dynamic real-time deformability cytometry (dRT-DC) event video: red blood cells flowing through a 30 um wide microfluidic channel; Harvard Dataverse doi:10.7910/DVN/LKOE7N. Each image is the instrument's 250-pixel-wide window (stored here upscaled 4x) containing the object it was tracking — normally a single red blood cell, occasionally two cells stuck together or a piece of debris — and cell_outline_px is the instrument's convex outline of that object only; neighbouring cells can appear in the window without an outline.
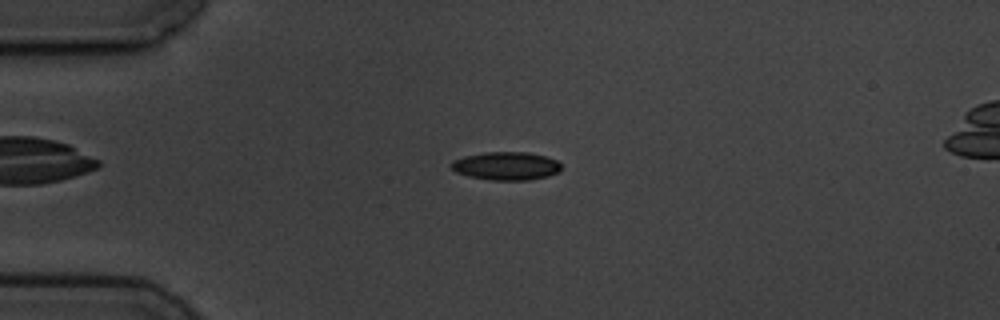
{"species": "common noctule bat (a hibernating species)", "species_latin": "Nyctalus noctula", "temperature_condition": "cold", "stored_images_in_passage": 7, "camera_frame_rate_fps": 3000, "um_per_image_px": 0.085, "animal": {"sex": "male", "body_mass_g": 19.5, "forearm_length_mm": 54.6}, "frame": {"image": 1, "passage_image": 5, "time_ms": 4.333, "image_size_px": [1000, 320], "cell_outline_px": [[560, 172], [548, 176], [532, 180], [488, 180], [468, 176], [456, 172], [452, 168], [452, 160], [464, 156], [484, 152], [528, 152], [544, 156], [556, 160], [560, 164]], "centroid_in_image_um": [43.03, 14.11], "position_along_channel_um": 42.0, "area_um2": 18.15}}
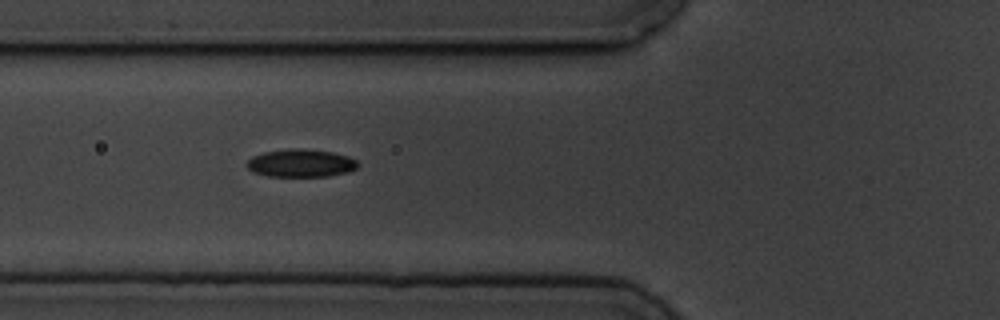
{"frame": {"image": 2, "passage_image": 7, "time_ms": 6.667, "image_size_px": [1000, 320], "cell_outline_px": [[360, 164], [356, 168], [348, 172], [328, 176], [268, 176], [252, 172], [244, 164], [252, 156], [264, 152], [288, 148], [300, 148], [332, 152], [348, 156], [356, 160]], "centroid_in_image_um": [25.55, 13.86], "position_along_channel_um": 100.3, "area_um2": 18.15}}